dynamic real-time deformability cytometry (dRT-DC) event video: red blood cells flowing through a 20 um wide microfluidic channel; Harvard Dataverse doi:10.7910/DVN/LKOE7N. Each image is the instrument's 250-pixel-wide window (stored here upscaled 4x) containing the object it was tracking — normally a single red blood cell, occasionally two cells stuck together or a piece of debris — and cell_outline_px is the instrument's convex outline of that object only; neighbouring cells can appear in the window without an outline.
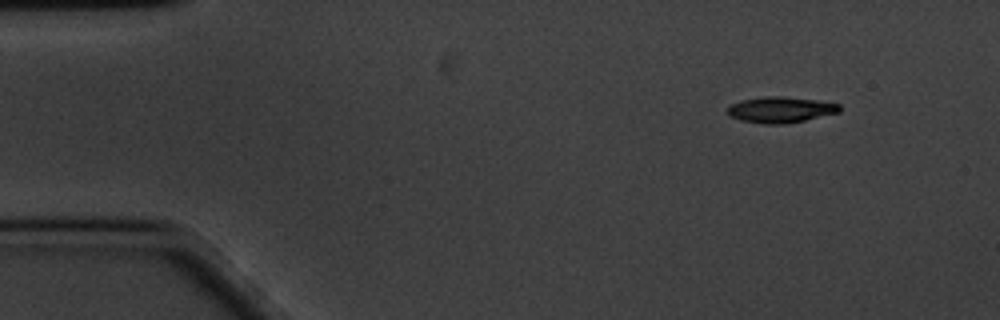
{"species": "common noctule bat (a hibernating species)", "species_latin": "Nyctalus noctula", "temperature_condition": "cold", "stored_images_in_passage": 53, "camera_frame_rate_fps": 3000, "um_per_image_px": 0.085, "animal": {"sex": "male", "body_mass_g": 20.1, "forearm_length_mm": 53.5}, "frame": {"image": 1, "passage_image": 1, "time_ms": 0.0, "image_size_px": [1000, 320], "cell_outline_px": [[840, 112], [804, 120], [784, 124], [764, 124], [740, 120], [728, 116], [728, 108], [732, 104], [740, 100], [764, 96], [780, 96], [816, 100], [840, 104]], "centroid_in_image_um": [66.32, 9.32], "position_along_channel_um": 18.7, "area_um2": 16.88}}
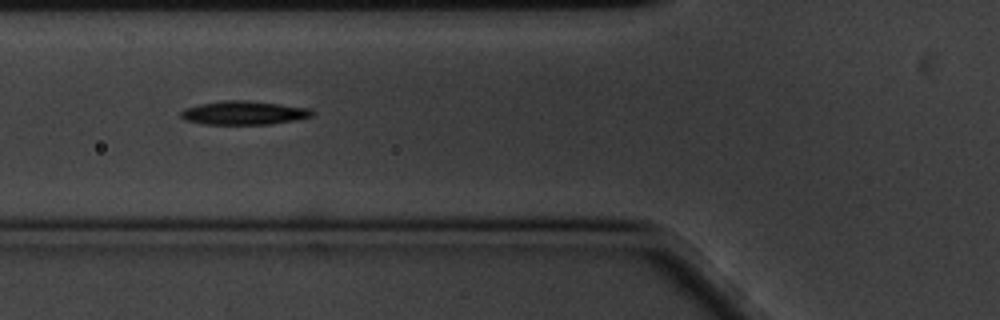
{"frame": {"image": 2, "passage_image": 16, "time_ms": 5.0, "image_size_px": [1000, 320], "cell_outline_px": [[316, 112], [312, 116], [292, 120], [268, 124], [204, 124], [184, 120], [180, 116], [180, 112], [184, 108], [200, 104], [224, 100], [248, 100], [280, 104], [308, 108]], "centroid_in_image_um": [20.69, 9.58], "position_along_channel_um": 105.1, "area_um2": 18.03}}
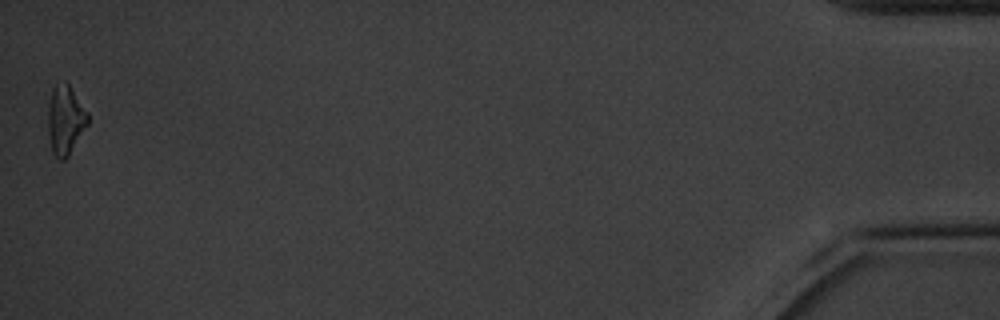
{"frame": {"image": 3, "passage_image": 53, "time_ms": 17.333, "image_size_px": [1000, 320], "cell_outline_px": [[88, 124], [68, 156], [64, 160], [60, 160], [52, 152], [48, 132], [48, 108], [52, 88], [56, 84], [64, 80], [68, 84], [88, 112]], "centroid_in_image_um": [5.55, 10.19], "position_along_channel_um": 429.7, "area_um2": 15.95}, "authors_computed_cell_mechanics": {"area_um2": 16.8198, "velocity_mm_per_s": 3.3983, "shape_relaxation_time_tau1_ms": 3.5537, "shape_relaxation_time_tau2_ms": null, "deformation_change_tau1": 0.1087, "deformation_change_tau2": null}}